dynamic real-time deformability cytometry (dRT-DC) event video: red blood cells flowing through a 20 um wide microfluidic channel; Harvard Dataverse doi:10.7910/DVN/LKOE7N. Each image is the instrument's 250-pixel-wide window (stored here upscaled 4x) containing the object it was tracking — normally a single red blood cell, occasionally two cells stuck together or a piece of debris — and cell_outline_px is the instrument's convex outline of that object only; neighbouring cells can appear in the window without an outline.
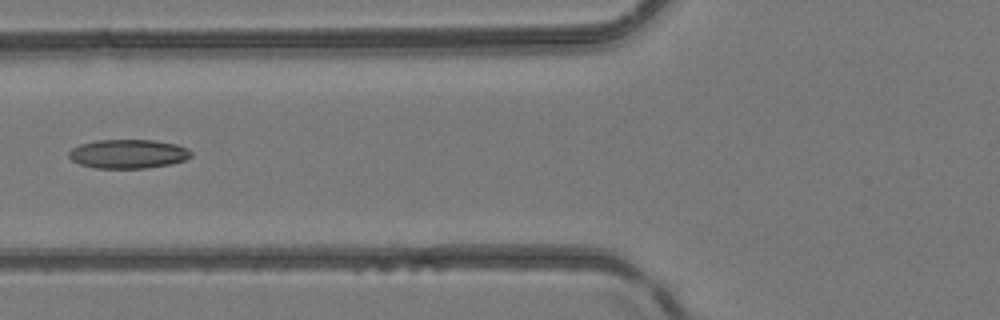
{"species": "common noctule bat (a hibernating species)", "species_latin": "Nyctalus noctula", "temperature_condition": "room temperature", "stored_images_in_passage": 4, "camera_frame_rate_fps": 3000, "um_per_image_px": 0.085, "animal": {"sex": "female", "body_mass_g": 24.6, "forearm_length_mm": 56.2}, "frame": {"image": 1, "passage_image": 4, "time_ms": 3.333, "image_size_px": [1000, 320], "cell_outline_px": [[192, 156], [184, 160], [168, 164], [148, 168], [96, 168], [80, 164], [72, 160], [68, 156], [68, 152], [72, 148], [80, 144], [96, 140], [156, 140], [176, 144], [188, 148], [192, 152]], "centroid_in_image_um": [10.89, 13.07], "position_along_channel_um": 114.9, "area_um2": 20.69}}